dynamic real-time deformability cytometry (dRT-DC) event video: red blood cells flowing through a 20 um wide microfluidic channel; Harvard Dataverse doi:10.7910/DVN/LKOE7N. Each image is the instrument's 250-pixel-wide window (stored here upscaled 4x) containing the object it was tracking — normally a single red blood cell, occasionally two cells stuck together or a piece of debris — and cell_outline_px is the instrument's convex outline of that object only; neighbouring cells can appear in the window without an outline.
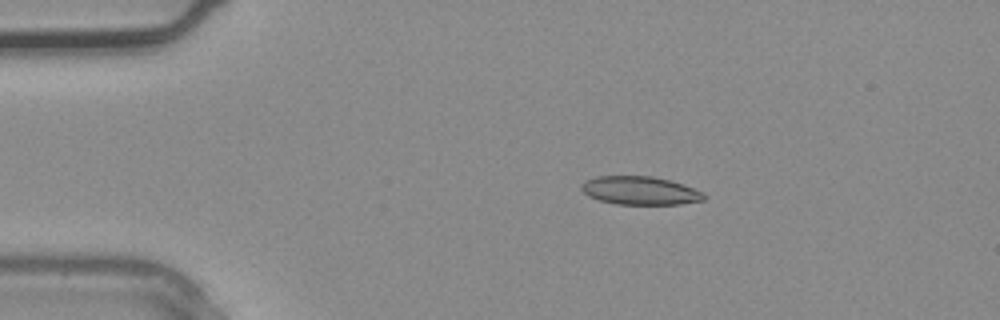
{"species": "common noctule bat (a hibernating species)", "species_latin": "Nyctalus noctula", "temperature_condition": "warm", "stored_images_in_passage": 2, "camera_frame_rate_fps": 3000, "um_per_image_px": 0.085, "animal": {"sex": "male", "body_mass_g": 20.4}, "frame": {"image": 1, "passage_image": 1, "time_ms": 0.0, "image_size_px": [1000, 320], "cell_outline_px": [[704, 200], [680, 204], [616, 204], [600, 200], [588, 196], [580, 188], [580, 184], [584, 180], [596, 176], [652, 176], [684, 184], [704, 192]], "centroid_in_image_um": [54.38, 16.19], "position_along_channel_um": 30.6, "area_um2": 20.29}}